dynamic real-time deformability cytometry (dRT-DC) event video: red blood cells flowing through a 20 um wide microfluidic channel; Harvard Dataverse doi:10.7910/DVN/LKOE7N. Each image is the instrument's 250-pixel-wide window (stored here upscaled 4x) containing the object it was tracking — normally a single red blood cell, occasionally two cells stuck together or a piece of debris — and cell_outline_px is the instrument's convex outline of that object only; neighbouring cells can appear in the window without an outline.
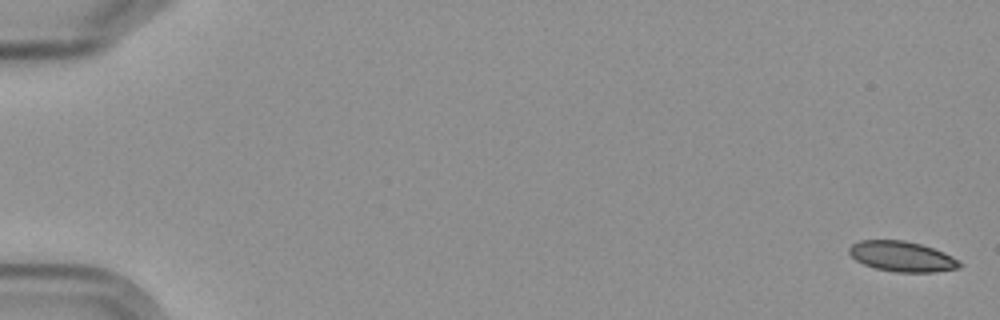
{"species": "Egyptian fruit bat (a non-hibernating species)", "species_latin": "Rousettus aegyptiacus", "temperature_condition": "cold", "stored_images_in_passage": 11, "camera_frame_rate_fps": 3000, "um_per_image_px": 0.085, "frame": {"image": 1, "passage_image": 1, "time_ms": 0.0, "image_size_px": [1000, 320], "cell_outline_px": [[964, 264], [960, 268], [932, 272], [896, 272], [876, 268], [864, 264], [856, 260], [848, 252], [848, 248], [852, 244], [860, 240], [904, 240], [920, 244], [944, 252], [960, 260]], "centroid_in_image_um": [76.7, 21.8], "position_along_channel_um": 8.3, "area_um2": 19.54}}
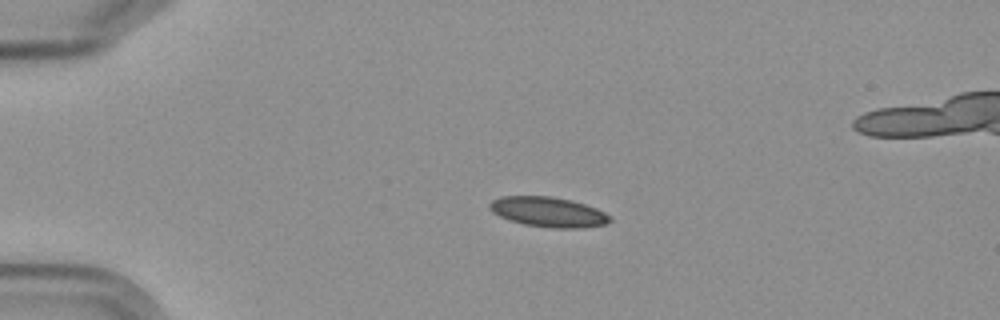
{"frame": {"image": 2, "passage_image": 4, "time_ms": 4.333, "image_size_px": [1000, 320], "cell_outline_px": [[612, 220], [604, 224], [584, 228], [552, 228], [524, 224], [500, 216], [492, 212], [488, 208], [488, 204], [492, 200], [504, 196], [552, 196], [572, 200], [596, 208], [604, 212]], "centroid_in_image_um": [46.59, 18.01], "position_along_channel_um": 38.4, "area_um2": 20.92}}
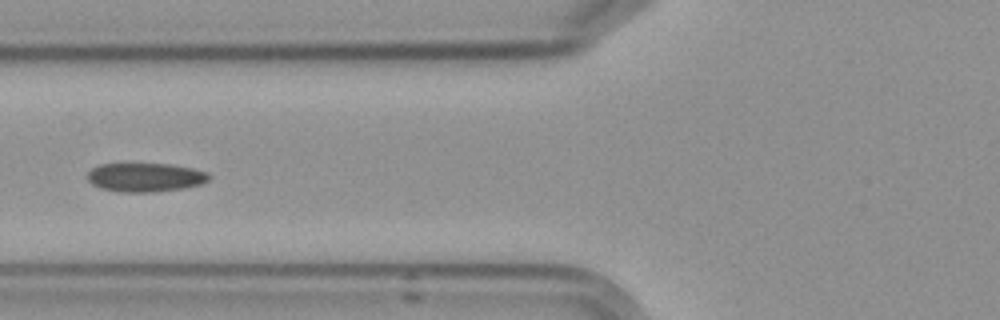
{"frame": {"image": 3, "passage_image": 7, "time_ms": 7.667, "image_size_px": [1000, 320], "cell_outline_px": [[212, 176], [208, 180], [200, 184], [184, 188], [156, 192], [116, 192], [100, 188], [92, 184], [88, 180], [88, 172], [92, 168], [100, 164], [168, 164], [192, 168], [208, 172]], "centroid_in_image_um": [12.35, 15.08], "position_along_channel_um": 113.4, "area_um2": 20.52}}